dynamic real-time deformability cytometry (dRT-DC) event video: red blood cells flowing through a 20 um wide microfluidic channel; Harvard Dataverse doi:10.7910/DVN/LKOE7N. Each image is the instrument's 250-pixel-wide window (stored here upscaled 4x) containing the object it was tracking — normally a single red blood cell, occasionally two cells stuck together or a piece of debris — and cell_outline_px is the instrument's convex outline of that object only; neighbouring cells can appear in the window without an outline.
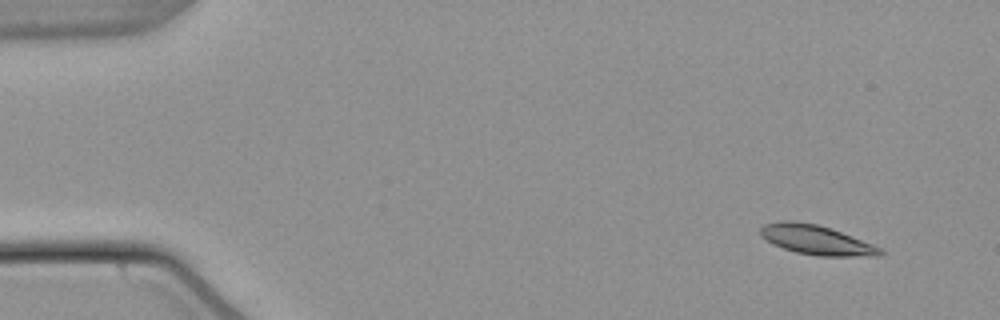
{"species": "common noctule bat (a hibernating species)", "species_latin": "Nyctalus noctula", "temperature_condition": "warm", "stored_images_in_passage": 51, "camera_frame_rate_fps": 3000, "um_per_image_px": 0.085, "animal": {"sex": "male", "body_mass_g": 21.5, "forearm_length_mm": 52.0}, "frame": {"image": 1, "passage_image": 1, "time_ms": 0.0, "image_size_px": [1000, 320], "cell_outline_px": [[884, 252], [880, 256], [816, 256], [796, 252], [772, 244], [760, 236], [760, 228], [764, 224], [780, 220], [792, 220], [816, 224], [840, 232], [872, 244], [880, 248]], "centroid_in_image_um": [69.33, 20.39], "position_along_channel_um": 15.7, "area_um2": 20.46}}
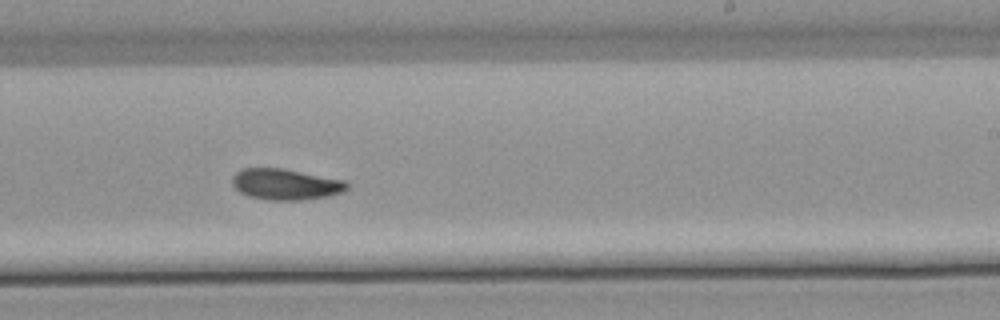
{"frame": {"image": 2, "passage_image": 30, "time_ms": 9.667, "image_size_px": [1000, 320], "cell_outline_px": [[348, 188], [344, 192], [328, 196], [304, 200], [268, 200], [248, 196], [240, 192], [232, 184], [232, 176], [240, 168], [280, 168], [344, 180], [348, 184]], "centroid_in_image_um": [24.26, 15.67], "position_along_channel_um": 264.7, "area_um2": 20.75}}
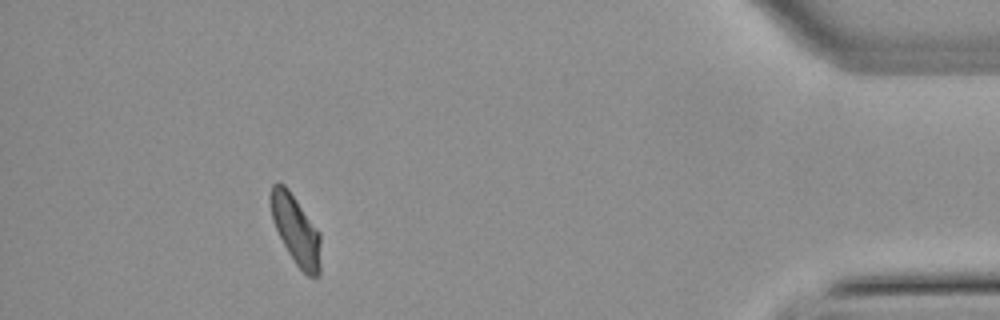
{"frame": {"image": 3, "passage_image": 46, "time_ms": 15.0, "image_size_px": [1000, 320], "cell_outline_px": [[320, 276], [308, 276], [296, 264], [288, 252], [272, 220], [268, 200], [268, 196], [272, 184], [276, 180], [284, 184], [288, 188], [320, 232]], "centroid_in_image_um": [25.11, 19.47], "position_along_channel_um": 410.1, "area_um2": 20.4}, "authors_computed_cell_mechanics": {"area_um2": 20.519, "velocity_mm_per_s": 3.789, "shape_relaxation_time_tau1_ms": 6.4312, "shape_relaxation_time_tau2_ms": 4.9676, "deformation_change_tau1": 0.1535, "deformation_change_tau2": 0.0921}}